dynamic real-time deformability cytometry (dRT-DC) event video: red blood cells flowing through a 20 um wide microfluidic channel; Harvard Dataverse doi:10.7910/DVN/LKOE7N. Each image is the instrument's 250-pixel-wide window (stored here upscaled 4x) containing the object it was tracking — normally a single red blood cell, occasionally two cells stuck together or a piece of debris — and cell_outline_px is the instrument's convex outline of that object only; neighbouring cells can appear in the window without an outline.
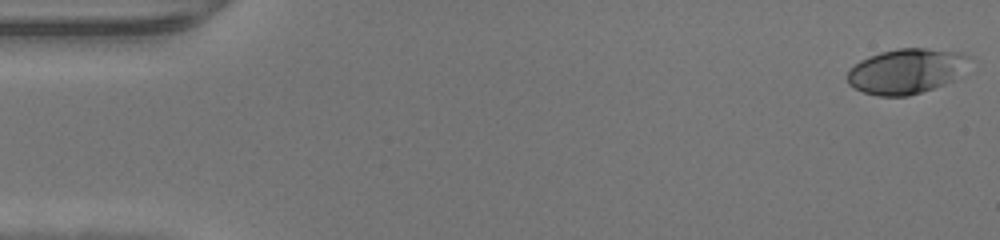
{"species": "human", "species_latin": "Homo sapiens", "temperature_condition": "warm", "stored_images_in_passage": 35, "camera_frame_rate_fps": 3000, "um_per_image_px": 0.085, "donor": {"sex": "male"}, "frame": {"image": 1, "passage_image": 1, "time_ms": 0.0, "image_size_px": [1000, 240], "cell_outline_px": [[968, 56], [952, 80], [944, 84], [908, 96], [876, 96], [864, 92], [848, 84], [848, 68], [860, 60], [868, 56], [880, 52], [896, 48], [924, 48], [964, 52]], "centroid_in_image_um": [76.92, 6.04], "position_along_channel_um": 8.1, "area_um2": 31.44}}
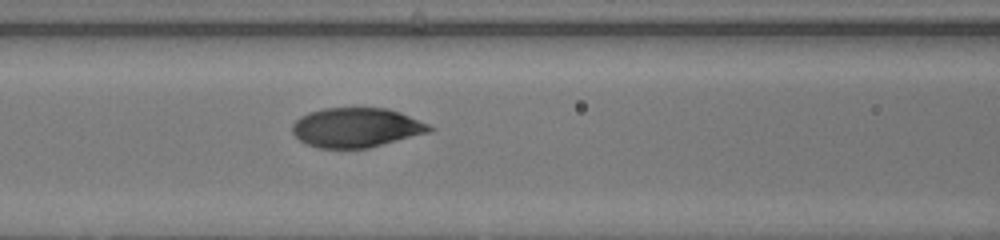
{"frame": {"image": 2, "passage_image": 20, "time_ms": 6.333, "image_size_px": [1000, 240], "cell_outline_px": [[436, 128], [428, 132], [368, 148], [320, 148], [304, 144], [292, 132], [292, 124], [300, 116], [308, 112], [324, 108], [388, 108], [400, 112], [428, 124]], "centroid_in_image_um": [30.25, 10.84], "position_along_channel_um": 136.3, "area_um2": 31.5}}
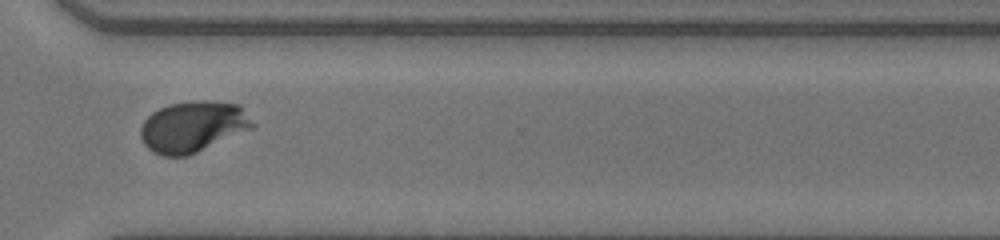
{"frame": {"image": 3, "passage_image": 35, "time_ms": 11.333, "image_size_px": [1000, 240], "cell_outline_px": [[256, 124], [252, 128], [188, 156], [164, 156], [152, 152], [144, 144], [140, 136], [140, 128], [144, 120], [152, 112], [168, 104], [192, 100], [208, 100], [240, 104]], "centroid_in_image_um": [16.39, 10.75], "position_along_channel_um": 354.2, "area_um2": 33.52}}